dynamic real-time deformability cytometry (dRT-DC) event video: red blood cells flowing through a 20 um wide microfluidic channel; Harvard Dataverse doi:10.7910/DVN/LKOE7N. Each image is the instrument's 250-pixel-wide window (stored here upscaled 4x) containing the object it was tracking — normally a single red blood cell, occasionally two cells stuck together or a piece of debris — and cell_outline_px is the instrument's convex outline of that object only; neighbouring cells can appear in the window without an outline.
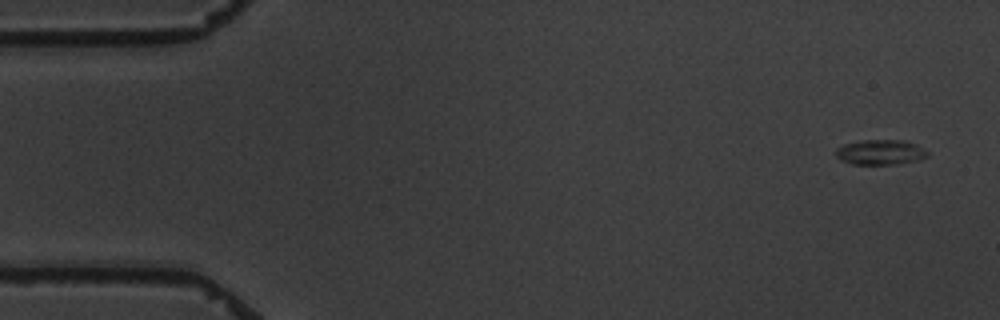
{"species": "common noctule bat (a hibernating species)", "species_latin": "Nyctalus noctula", "temperature_condition": "warm", "stored_images_in_passage": 11, "camera_frame_rate_fps": 3000, "um_per_image_px": 0.085, "animal": {"sex": "male", "body_mass_g": 19.5, "forearm_length_mm": 54.6}, "frame": {"image": 1, "passage_image": 1, "time_ms": 0.0, "image_size_px": [1000, 320], "cell_outline_px": [[928, 156], [920, 160], [896, 164], [852, 164], [840, 160], [836, 156], [836, 148], [844, 144], [864, 140], [904, 140], [916, 144], [928, 152]], "centroid_in_image_um": [74.84, 12.94], "position_along_channel_um": 10.2, "area_um2": 13.41}}
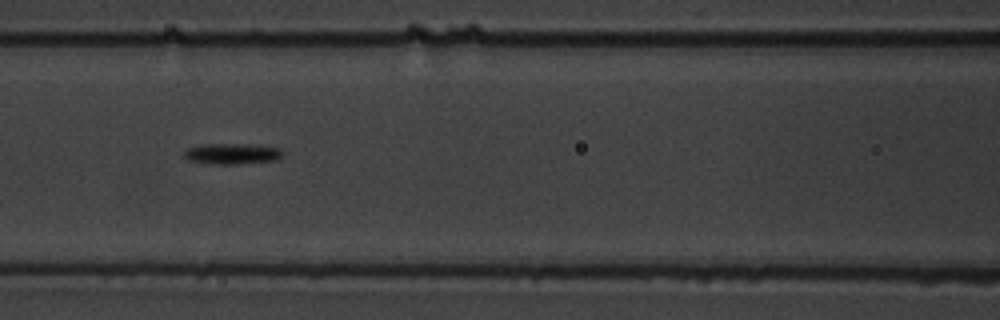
{"frame": {"image": 2, "passage_image": 7, "time_ms": 7.667, "image_size_px": [1000, 320], "cell_outline_px": [[284, 152], [276, 160], [236, 164], [208, 164], [188, 160], [184, 156], [184, 152], [188, 148], [200, 144], [240, 144], [280, 148]], "centroid_in_image_um": [19.67, 13.07], "position_along_channel_um": 146.9, "area_um2": 11.85}}
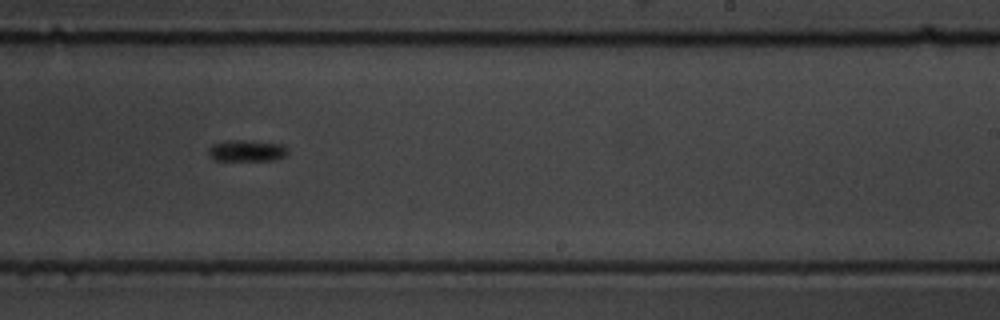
{"frame": {"image": 3, "passage_image": 10, "time_ms": 11.333, "image_size_px": [1000, 320], "cell_outline_px": [[288, 156], [276, 160], [212, 160], [208, 152], [208, 148], [212, 144], [228, 140], [244, 140], [284, 144], [288, 148]], "centroid_in_image_um": [21.01, 12.81], "position_along_channel_um": 268.0, "area_um2": 10.12}}